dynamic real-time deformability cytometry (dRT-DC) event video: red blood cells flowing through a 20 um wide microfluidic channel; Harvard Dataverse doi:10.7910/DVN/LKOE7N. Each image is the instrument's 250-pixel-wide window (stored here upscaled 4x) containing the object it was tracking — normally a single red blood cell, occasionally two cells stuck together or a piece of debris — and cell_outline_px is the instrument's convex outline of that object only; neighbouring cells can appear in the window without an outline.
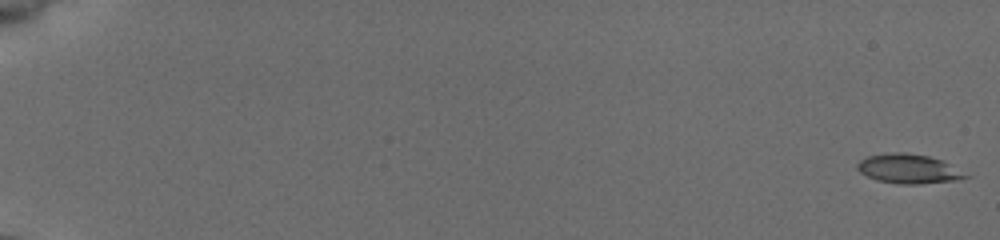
{"species": "common noctule bat (a hibernating species)", "species_latin": "Nyctalus noctula", "temperature_condition": "cold", "stored_images_in_passage": 12, "camera_frame_rate_fps": 3000, "um_per_image_px": 0.085, "animal": {"sex": "female", "body_mass_g": 19.5, "forearm_length_mm": 54.1}, "frame": {"image": 1, "passage_image": 1, "time_ms": 0.0, "image_size_px": [1000, 240], "cell_outline_px": [[972, 176], [956, 180], [920, 184], [900, 184], [876, 180], [860, 172], [856, 168], [856, 164], [860, 160], [868, 156], [892, 152], [904, 152], [928, 156], [944, 160]], "centroid_in_image_um": [77.26, 14.35], "position_along_channel_um": 7.7, "area_um2": 18.67}}